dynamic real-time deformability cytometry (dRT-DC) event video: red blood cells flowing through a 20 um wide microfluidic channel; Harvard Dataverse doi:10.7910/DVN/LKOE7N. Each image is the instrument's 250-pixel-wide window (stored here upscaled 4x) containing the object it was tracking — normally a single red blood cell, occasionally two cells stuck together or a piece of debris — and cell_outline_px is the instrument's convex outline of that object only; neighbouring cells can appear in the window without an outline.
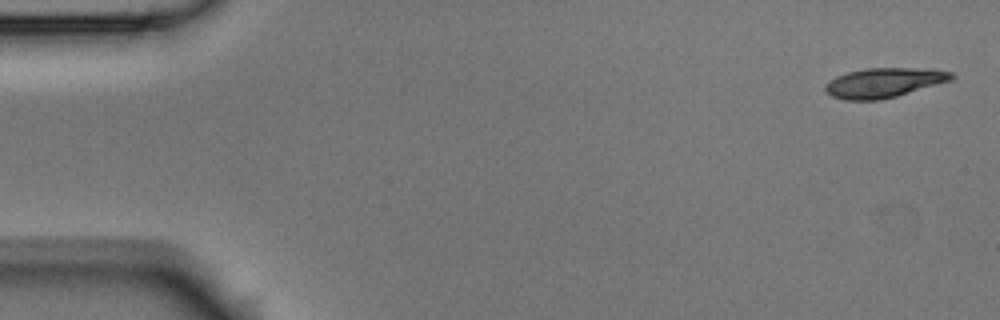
{"species": "Egyptian fruit bat (a non-hibernating species)", "species_latin": "Rousettus aegyptiacus", "temperature_condition": "room temperature", "stored_images_in_passage": 5, "camera_frame_rate_fps": 3000, "um_per_image_px": 0.085, "animal": {"sex": "male"}, "frame": {"image": 1, "passage_image": 1, "time_ms": 0.0, "image_size_px": [1000, 320], "cell_outline_px": [[956, 76], [952, 80], [896, 96], [880, 100], [844, 100], [832, 96], [824, 88], [824, 84], [828, 80], [836, 76], [848, 72], [864, 68], [936, 68], [952, 72]], "centroid_in_image_um": [75.15, 7.01], "position_along_channel_um": 9.8, "area_um2": 22.02}}